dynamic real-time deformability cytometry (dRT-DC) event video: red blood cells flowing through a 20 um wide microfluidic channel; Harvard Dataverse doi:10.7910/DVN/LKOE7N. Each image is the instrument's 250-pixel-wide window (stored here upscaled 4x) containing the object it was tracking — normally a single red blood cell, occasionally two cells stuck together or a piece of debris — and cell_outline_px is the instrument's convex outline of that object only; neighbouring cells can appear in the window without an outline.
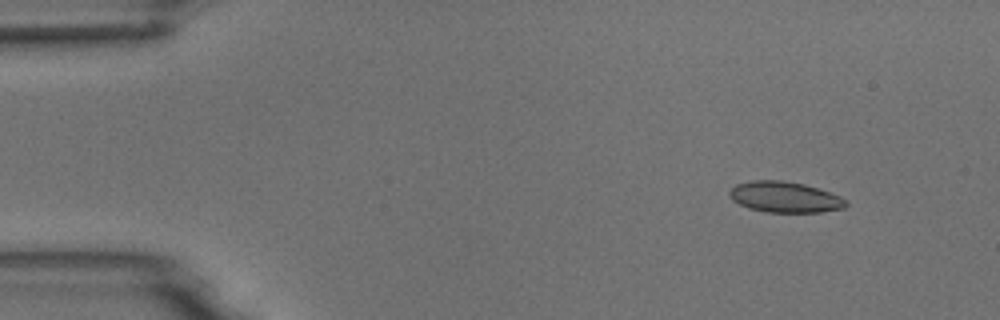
{"species": "common noctule bat (a hibernating species)", "species_latin": "Nyctalus noctula", "temperature_condition": "room temperature", "stored_images_in_passage": 4, "camera_frame_rate_fps": 3000, "um_per_image_px": 0.085, "animal": {"sex": "male", "body_mass_g": 18.8}, "frame": {"image": 1, "passage_image": 1, "time_ms": 0.0, "image_size_px": [1000, 320], "cell_outline_px": [[848, 204], [844, 208], [820, 212], [768, 212], [748, 208], [732, 200], [728, 192], [736, 184], [752, 180], [780, 180], [804, 184], [840, 196]], "centroid_in_image_um": [66.68, 16.75], "position_along_channel_um": 18.3, "area_um2": 20.75}}
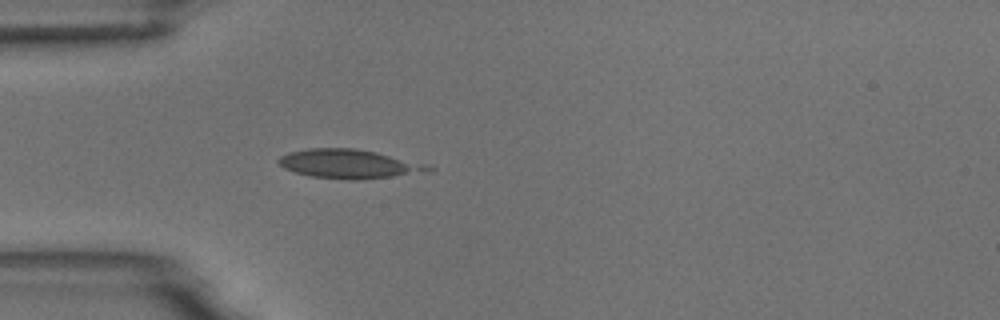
{"frame": {"image": 2, "passage_image": 4, "time_ms": 3.333, "image_size_px": [1000, 320], "cell_outline_px": [[436, 168], [432, 172], [356, 180], [344, 180], [312, 176], [296, 172], [284, 168], [276, 160], [280, 156], [288, 152], [308, 148], [352, 148], [376, 152], [424, 164]], "centroid_in_image_um": [29.66, 13.94], "position_along_channel_um": 55.3, "area_um2": 25.26}}